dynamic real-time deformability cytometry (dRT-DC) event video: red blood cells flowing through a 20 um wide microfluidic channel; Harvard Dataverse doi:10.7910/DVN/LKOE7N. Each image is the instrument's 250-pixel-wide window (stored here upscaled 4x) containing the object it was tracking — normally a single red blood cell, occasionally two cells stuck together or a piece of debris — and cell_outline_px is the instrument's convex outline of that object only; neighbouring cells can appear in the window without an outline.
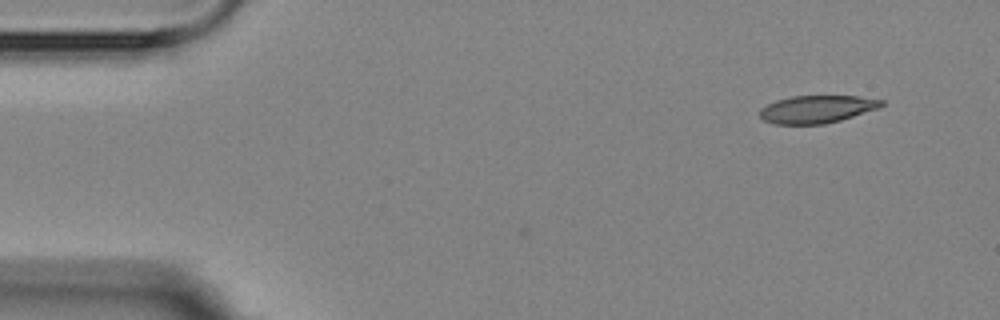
{"species": "Egyptian fruit bat (a non-hibernating species)", "species_latin": "Rousettus aegyptiacus", "temperature_condition": "room temperature", "stored_images_in_passage": 3, "camera_frame_rate_fps": 3000, "um_per_image_px": 0.085, "animal": {"sex": "female"}, "frame": {"image": 1, "passage_image": 3, "time_ms": 2.333, "image_size_px": [1000, 320], "cell_outline_px": [[884, 104], [876, 108], [840, 120], [824, 124], [776, 124], [764, 120], [760, 116], [760, 108], [776, 100], [792, 96], [856, 96], [884, 100]], "centroid_in_image_um": [69.4, 9.28], "position_along_channel_um": 15.6, "area_um2": 19.31}}